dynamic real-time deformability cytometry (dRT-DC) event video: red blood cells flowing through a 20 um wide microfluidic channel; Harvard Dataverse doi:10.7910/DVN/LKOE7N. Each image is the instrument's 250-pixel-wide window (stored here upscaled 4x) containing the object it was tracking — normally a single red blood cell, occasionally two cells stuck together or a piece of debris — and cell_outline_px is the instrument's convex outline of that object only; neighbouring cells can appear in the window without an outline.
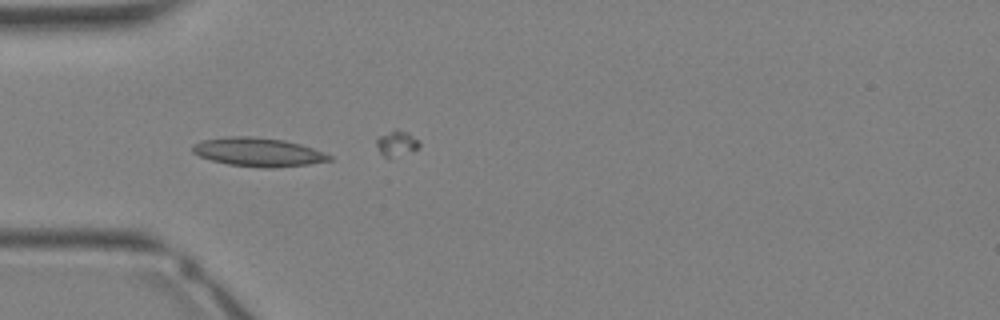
{"species": "Egyptian fruit bat (a non-hibernating species)", "species_latin": "Rousettus aegyptiacus", "temperature_condition": "warm", "stored_images_in_passage": 27, "camera_frame_rate_fps": 3000, "um_per_image_px": 0.085, "animal": {"sex": "female"}, "frame": {"image": 1, "passage_image": 10, "time_ms": 3.0, "image_size_px": [1000, 320], "cell_outline_px": [[332, 160], [308, 164], [276, 168], [264, 168], [228, 164], [212, 160], [200, 156], [192, 152], [192, 144], [200, 140], [228, 136], [256, 136], [284, 140], [300, 144], [312, 148], [332, 156]], "centroid_in_image_um": [21.92, 12.92], "position_along_channel_um": 63.1, "area_um2": 22.95}}
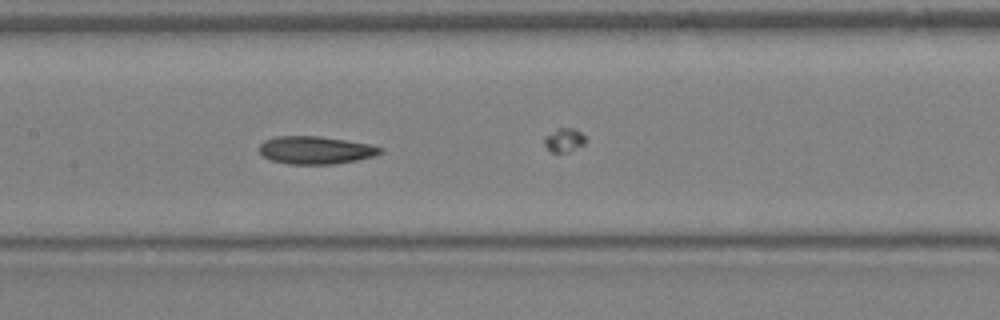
{"frame": {"image": 2, "passage_image": 16, "time_ms": 5.0, "image_size_px": [1000, 320], "cell_outline_px": [[384, 152], [372, 156], [356, 160], [332, 164], [288, 164], [272, 160], [264, 156], [260, 152], [260, 144], [264, 140], [276, 136], [320, 136], [372, 144], [384, 148]], "centroid_in_image_um": [26.85, 12.75], "position_along_channel_um": 180.5, "area_um2": 19.59}}
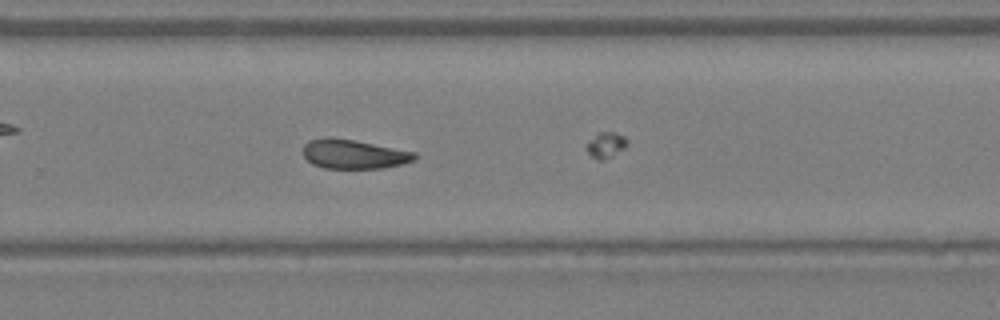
{"frame": {"image": 3, "passage_image": 22, "time_ms": 7.0, "image_size_px": [1000, 320], "cell_outline_px": [[416, 156], [412, 160], [404, 164], [384, 168], [324, 168], [312, 164], [304, 156], [304, 144], [308, 140], [328, 136], [352, 140], [416, 152]], "centroid_in_image_um": [30.04, 13.1], "position_along_channel_um": 299.8, "area_um2": 18.9}}